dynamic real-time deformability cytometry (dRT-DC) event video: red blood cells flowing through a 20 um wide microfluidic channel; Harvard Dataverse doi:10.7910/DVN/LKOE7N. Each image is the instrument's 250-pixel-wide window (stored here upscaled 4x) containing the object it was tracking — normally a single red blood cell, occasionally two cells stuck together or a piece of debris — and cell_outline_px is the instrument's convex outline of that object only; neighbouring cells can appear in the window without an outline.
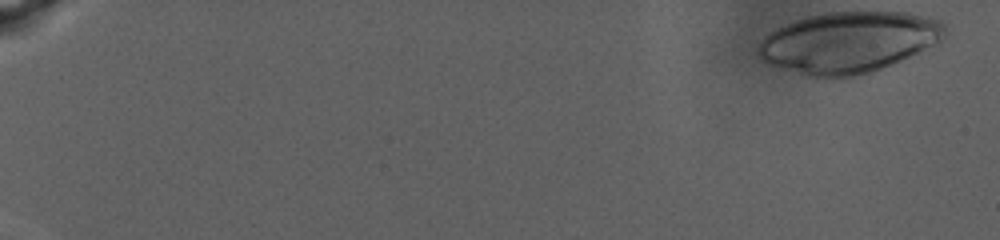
{"species": "human", "species_latin": "Homo sapiens", "temperature_condition": "warm", "stored_images_in_passage": 8, "camera_frame_rate_fps": 3000, "um_per_image_px": 0.085, "donor": {"sex": "male"}, "frame": {"image": 1, "passage_image": 1, "time_ms": 0.0, "image_size_px": [1000, 240], "cell_outline_px": [[948, 28], [944, 36], [940, 40], [892, 64], [872, 72], [852, 76], [824, 80], [804, 76], [772, 64], [764, 60], [760, 56], [756, 48], [756, 44], [764, 36], [776, 28], [796, 20], [808, 16], [828, 12], [908, 12], [936, 16]], "centroid_in_image_um": [72.13, 3.59], "position_along_channel_um": 12.9, "area_um2": 66.76}}